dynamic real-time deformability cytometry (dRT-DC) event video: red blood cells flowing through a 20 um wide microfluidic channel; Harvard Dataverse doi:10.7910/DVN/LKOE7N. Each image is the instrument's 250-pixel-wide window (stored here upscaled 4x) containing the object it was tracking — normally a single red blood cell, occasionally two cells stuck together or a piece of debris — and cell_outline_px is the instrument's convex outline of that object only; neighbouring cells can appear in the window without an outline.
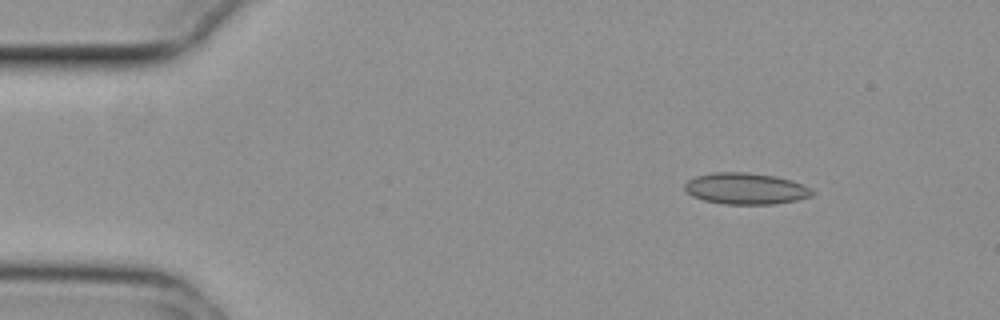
{"species": "common noctule bat (a hibernating species)", "species_latin": "Nyctalus noctula", "temperature_condition": "cold", "stored_images_in_passage": 49, "camera_frame_rate_fps": 3000, "um_per_image_px": 0.085, "animal": {"sex": "female", "body_mass_g": 29.2, "forearm_length_mm": 56.3}, "frame": {"image": 1, "passage_image": 1, "time_ms": 0.0, "image_size_px": [1000, 320], "cell_outline_px": [[816, 192], [812, 196], [796, 200], [776, 204], [724, 204], [704, 200], [692, 196], [684, 188], [684, 184], [688, 180], [696, 176], [712, 172], [748, 172], [776, 176], [792, 180], [804, 184], [812, 188]], "centroid_in_image_um": [63.43, 16.02], "position_along_channel_um": 21.6, "area_um2": 23.58}}
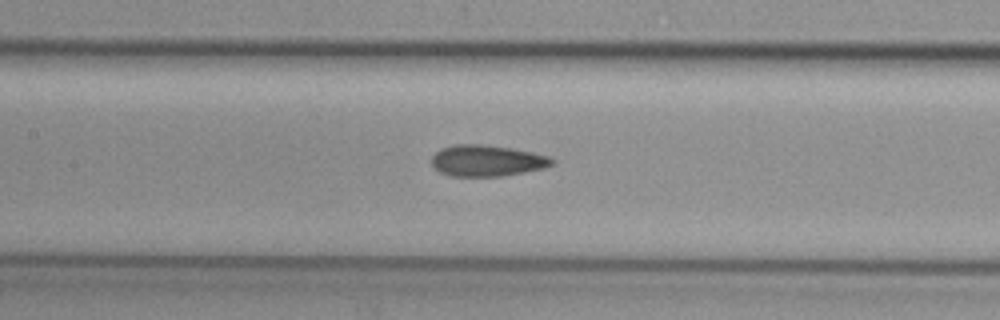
{"frame": {"image": 2, "passage_image": 19, "time_ms": 6.0, "image_size_px": [1000, 320], "cell_outline_px": [[556, 160], [552, 164], [544, 168], [524, 172], [500, 176], [452, 176], [440, 172], [432, 164], [432, 156], [440, 148], [452, 144], [480, 144], [512, 148], [532, 152], [548, 156]], "centroid_in_image_um": [41.38, 13.65], "position_along_channel_um": 166.0, "area_um2": 21.91}}
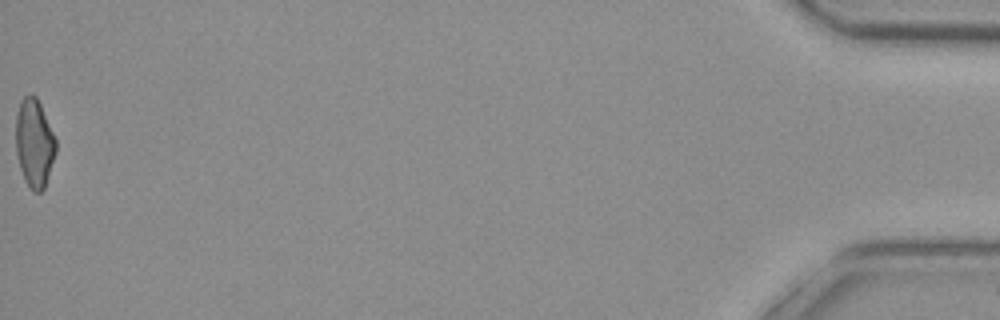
{"frame": {"image": 3, "passage_image": 49, "time_ms": 16.0, "image_size_px": [1000, 320], "cell_outline_px": [[56, 152], [44, 188], [40, 192], [32, 192], [24, 180], [20, 168], [16, 152], [16, 116], [20, 100], [24, 96], [32, 92], [36, 96], [40, 104], [56, 140]], "centroid_in_image_um": [2.9, 12.15], "position_along_channel_um": 432.3, "area_um2": 20.63}, "authors_computed_cell_mechanics": {"area_um2": 21.5016, "velocity_mm_per_s": 3.7463, "shape_relaxation_time_tau1_ms": null, "shape_relaxation_time_tau2_ms": 3.382, "deformation_change_tau1": null, "deformation_change_tau2": 0.0975}}